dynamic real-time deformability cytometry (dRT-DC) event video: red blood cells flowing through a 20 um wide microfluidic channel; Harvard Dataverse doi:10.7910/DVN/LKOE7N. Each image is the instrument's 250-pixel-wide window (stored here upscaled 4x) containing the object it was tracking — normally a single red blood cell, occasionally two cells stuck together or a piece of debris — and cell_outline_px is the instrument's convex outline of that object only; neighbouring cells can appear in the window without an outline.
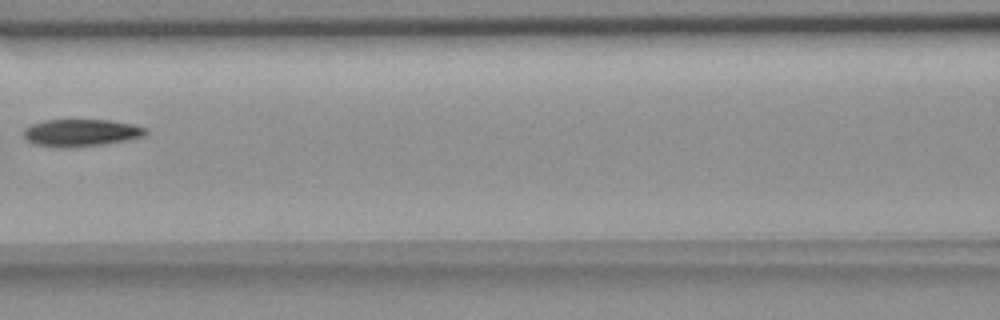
{"species": "common noctule bat (a hibernating species)", "species_latin": "Nyctalus noctula", "temperature_condition": "room temperature", "stored_images_in_passage": 6, "camera_frame_rate_fps": 3000, "um_per_image_px": 0.085, "animal": {"sex": "female", "body_mass_g": 18.4}, "frame": {"image": 1, "passage_image": 6, "time_ms": 1.667, "image_size_px": [1000, 320], "cell_outline_px": [[148, 132], [144, 136], [104, 144], [72, 148], [56, 148], [32, 144], [24, 140], [24, 128], [32, 124], [44, 120], [108, 120], [132, 124], [148, 128]], "centroid_in_image_um": [6.84, 11.3], "position_along_channel_um": 159.8, "area_um2": 19.65}}